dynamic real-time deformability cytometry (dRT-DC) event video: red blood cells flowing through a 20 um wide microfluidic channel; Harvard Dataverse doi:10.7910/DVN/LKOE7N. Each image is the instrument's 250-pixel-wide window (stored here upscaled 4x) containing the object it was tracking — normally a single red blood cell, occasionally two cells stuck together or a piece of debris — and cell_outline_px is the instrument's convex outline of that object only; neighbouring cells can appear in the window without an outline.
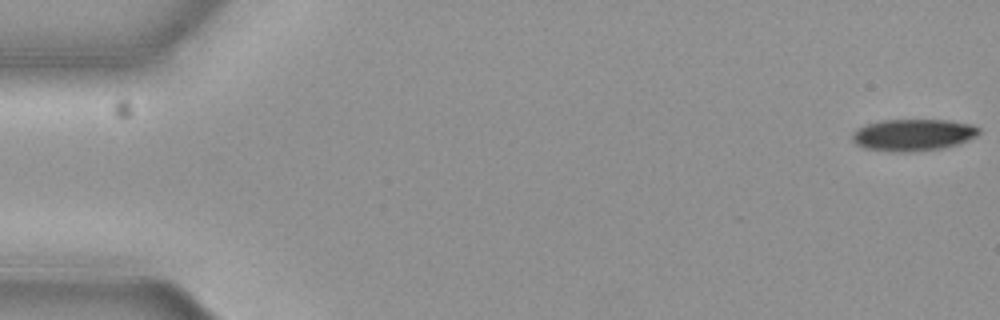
{"species": "common noctule bat (a hibernating species)", "species_latin": "Nyctalus noctula", "temperature_condition": "cold", "stored_images_in_passage": 13, "camera_frame_rate_fps": 3000, "um_per_image_px": 0.085, "animal": {"sex": "female", "body_mass_g": 19.3, "forearm_length_mm": 54.1}, "frame": {"image": 1, "passage_image": 1, "time_ms": 0.0, "image_size_px": [1000, 320], "cell_outline_px": [[980, 132], [976, 136], [956, 144], [944, 148], [908, 152], [888, 152], [864, 148], [856, 144], [852, 140], [852, 132], [856, 128], [880, 120], [948, 120], [972, 124], [980, 128]], "centroid_in_image_um": [77.58, 11.47], "position_along_channel_um": 7.4, "area_um2": 23.64}}